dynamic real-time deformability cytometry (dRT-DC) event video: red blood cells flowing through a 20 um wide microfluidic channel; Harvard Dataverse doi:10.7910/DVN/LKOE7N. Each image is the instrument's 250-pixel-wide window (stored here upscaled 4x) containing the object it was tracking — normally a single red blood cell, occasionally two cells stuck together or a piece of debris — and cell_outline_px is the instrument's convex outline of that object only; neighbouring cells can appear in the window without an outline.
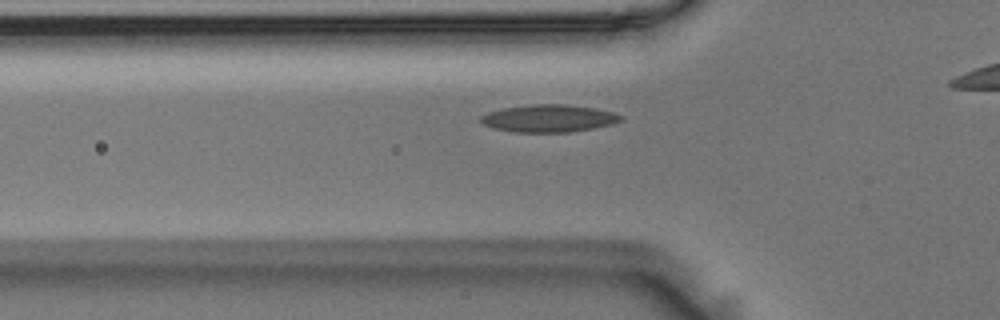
{"species": "Egyptian fruit bat (a non-hibernating species)", "species_latin": "Rousettus aegyptiacus", "temperature_condition": "room temperature", "stored_images_in_passage": 38, "camera_frame_rate_fps": 3000, "um_per_image_px": 0.085, "animal": {"sex": "male"}, "frame": {"image": 1, "passage_image": 11, "time_ms": 3.333, "image_size_px": [1000, 320], "cell_outline_px": [[624, 116], [620, 120], [612, 124], [592, 128], [568, 132], [516, 132], [496, 128], [484, 124], [480, 120], [480, 116], [488, 112], [504, 108], [532, 104], [568, 104], [596, 108], [616, 112]], "centroid_in_image_um": [46.69, 10.04], "position_along_channel_um": 79.1, "area_um2": 22.31}}
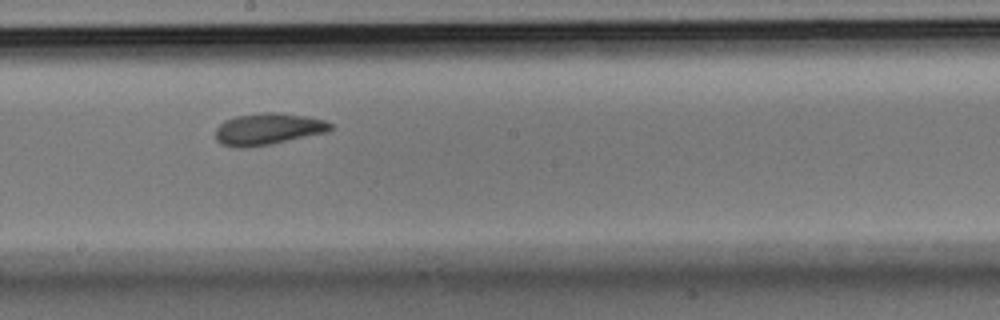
{"frame": {"image": 2, "passage_image": 23, "time_ms": 7.333, "image_size_px": [1000, 320], "cell_outline_px": [[336, 128], [328, 132], [268, 144], [244, 148], [240, 148], [220, 144], [216, 140], [216, 128], [224, 120], [236, 116], [264, 112], [280, 112], [308, 116], [324, 120], [332, 124]], "centroid_in_image_um": [22.8, 10.95], "position_along_channel_um": 225.4, "area_um2": 21.33}}
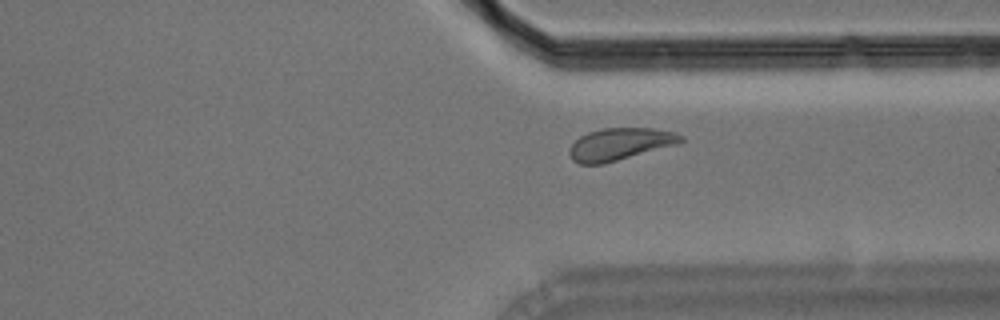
{"frame": {"image": 3, "passage_image": 34, "time_ms": 11.0, "image_size_px": [1000, 320], "cell_outline_px": [[684, 140], [676, 144], [604, 164], [580, 164], [572, 160], [568, 152], [568, 148], [580, 136], [588, 132], [600, 128], [652, 128], [676, 132], [684, 136]], "centroid_in_image_um": [52.67, 12.24], "position_along_channel_um": 358.7, "area_um2": 20.92}}